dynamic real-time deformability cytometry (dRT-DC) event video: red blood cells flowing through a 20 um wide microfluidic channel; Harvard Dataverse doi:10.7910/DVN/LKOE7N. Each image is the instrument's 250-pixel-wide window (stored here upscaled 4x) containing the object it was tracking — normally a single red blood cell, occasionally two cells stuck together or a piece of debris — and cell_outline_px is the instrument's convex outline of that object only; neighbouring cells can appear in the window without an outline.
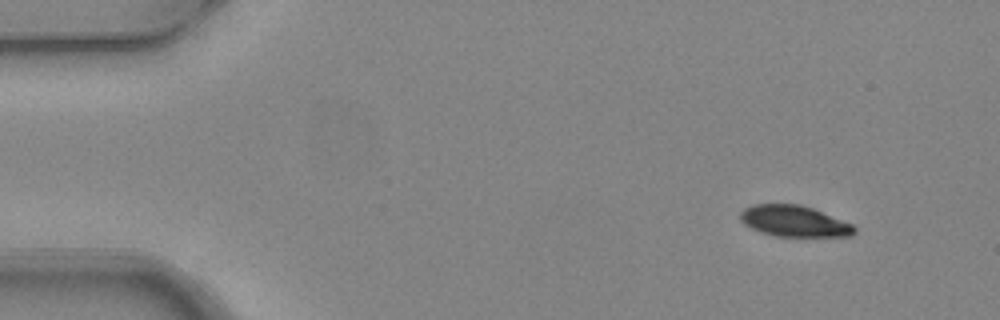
{"species": "common noctule bat (a hibernating species)", "species_latin": "Nyctalus noctula", "temperature_condition": "warm", "stored_images_in_passage": 4, "camera_frame_rate_fps": 3000, "um_per_image_px": 0.085, "animal": {"sex": "female", "body_mass_g": 24.6, "forearm_length_mm": 56.2}, "frame": {"image": 1, "passage_image": 1, "time_ms": 0.0, "image_size_px": [1000, 320], "cell_outline_px": [[856, 232], [852, 236], [776, 236], [760, 232], [744, 224], [740, 220], [740, 212], [744, 208], [752, 204], [800, 204], [812, 208], [852, 224], [856, 228]], "centroid_in_image_um": [67.48, 18.79], "position_along_channel_um": 17.5, "area_um2": 20.63}}
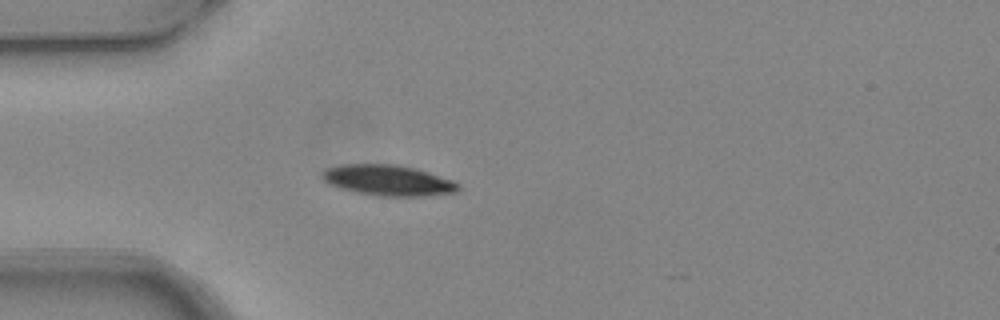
{"frame": {"image": 2, "passage_image": 4, "time_ms": 1.0, "image_size_px": [1000, 320], "cell_outline_px": [[460, 188], [456, 192], [420, 196], [380, 196], [340, 188], [324, 180], [320, 176], [320, 172], [324, 168], [340, 164], [396, 164], [428, 172], [452, 180], [460, 184]], "centroid_in_image_um": [32.95, 15.31], "position_along_channel_um": 52.0, "area_um2": 24.16}}